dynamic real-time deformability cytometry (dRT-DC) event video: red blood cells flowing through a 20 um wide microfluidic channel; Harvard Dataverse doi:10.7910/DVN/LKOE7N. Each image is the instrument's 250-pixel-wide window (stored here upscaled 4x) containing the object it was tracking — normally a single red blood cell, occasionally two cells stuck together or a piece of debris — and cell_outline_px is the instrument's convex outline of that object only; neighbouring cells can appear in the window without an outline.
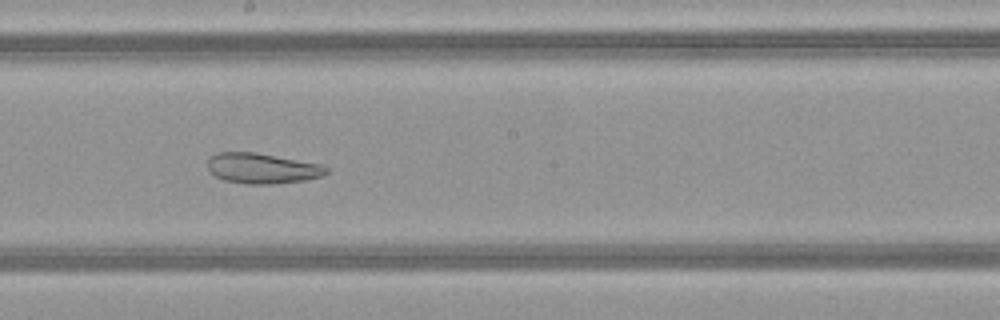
{"species": "common noctule bat (a hibernating species)", "species_latin": "Nyctalus noctula", "temperature_condition": "warm", "stored_images_in_passage": 41, "camera_frame_rate_fps": 3000, "um_per_image_px": 0.085, "animal": {"sex": "female", "body_mass_g": 21.9}, "frame": {"image": 1, "passage_image": 19, "time_ms": 6.0, "image_size_px": [1000, 320], "cell_outline_px": [[328, 172], [320, 176], [304, 180], [272, 184], [248, 184], [224, 180], [208, 172], [208, 160], [216, 152], [256, 152], [320, 164], [328, 168]], "centroid_in_image_um": [22.25, 14.3], "position_along_channel_um": 226.0, "area_um2": 20.92}}
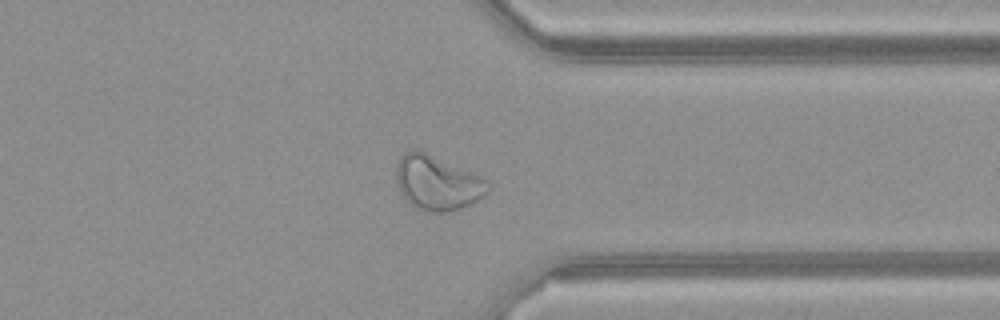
{"frame": {"image": 2, "passage_image": 30, "time_ms": 9.667, "image_size_px": [1000, 320], "cell_outline_px": [[488, 192], [484, 196], [472, 204], [448, 212], [428, 212], [416, 208], [400, 192], [396, 180], [396, 164], [400, 156], [404, 152], [412, 148], [416, 148], [484, 176], [488, 180]], "centroid_in_image_um": [37.18, 15.51], "position_along_channel_um": 374.2, "area_um2": 29.59}}
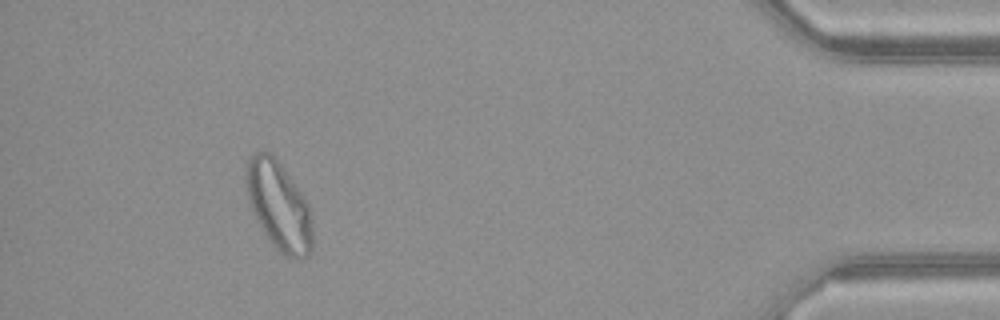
{"frame": {"image": 3, "passage_image": 37, "time_ms": 12.0, "image_size_px": [1000, 320], "cell_outline_px": [[312, 252], [308, 256], [300, 260], [284, 256], [272, 244], [256, 220], [244, 184], [244, 172], [248, 160], [256, 152], [268, 152], [276, 160], [304, 196], [312, 212]], "centroid_in_image_um": [23.71, 17.54], "position_along_channel_um": 411.5, "area_um2": 34.28}, "authors_computed_cell_mechanics": {"area_um2": 29.5936, "velocity_mm_per_s": 4.1267, "shape_relaxation_time_tau1_ms": null, "shape_relaxation_time_tau2_ms": 2.2371, "deformation_change_tau1": null, "deformation_change_tau2": 0.1011}}